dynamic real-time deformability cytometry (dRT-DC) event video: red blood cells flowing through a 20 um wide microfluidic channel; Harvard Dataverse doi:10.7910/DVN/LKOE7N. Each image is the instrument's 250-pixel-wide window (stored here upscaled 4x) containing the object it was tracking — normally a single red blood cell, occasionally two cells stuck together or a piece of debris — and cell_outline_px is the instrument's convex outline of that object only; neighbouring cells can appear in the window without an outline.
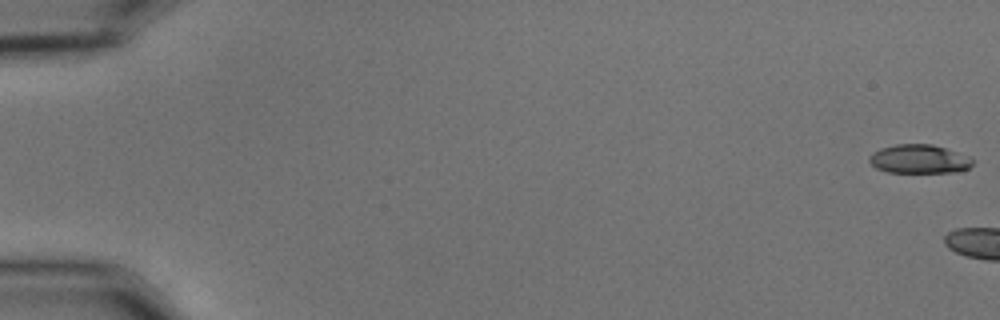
{"species": "common noctule bat (a hibernating species)", "species_latin": "Nyctalus noctula", "temperature_condition": "cold", "stored_images_in_passage": 5, "camera_frame_rate_fps": 3000, "um_per_image_px": 0.085, "animal": {"sex": "male", "body_mass_g": 15.6}, "frame": {"image": 1, "passage_image": 1, "time_ms": 0.0, "image_size_px": [1000, 320], "cell_outline_px": [[972, 164], [968, 168], [956, 172], [888, 172], [876, 168], [868, 160], [868, 156], [872, 152], [880, 148], [896, 144], [932, 144], [972, 156]], "centroid_in_image_um": [78.12, 13.51], "position_along_channel_um": 6.9, "area_um2": 17.46}}